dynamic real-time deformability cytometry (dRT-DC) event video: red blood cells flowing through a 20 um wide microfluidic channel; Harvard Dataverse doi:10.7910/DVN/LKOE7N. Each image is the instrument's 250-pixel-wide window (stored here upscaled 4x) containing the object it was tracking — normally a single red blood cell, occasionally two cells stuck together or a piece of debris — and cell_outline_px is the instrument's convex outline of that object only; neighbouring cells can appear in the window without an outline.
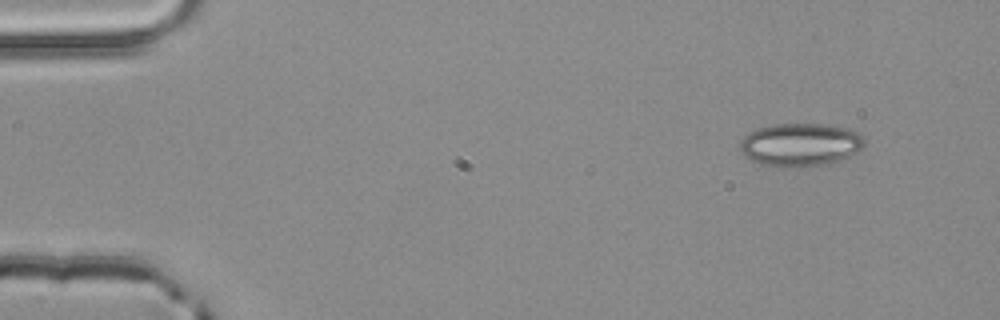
{"species": "common noctule bat (a hibernating species)", "species_latin": "Nyctalus noctula", "temperature_condition": "room temperature", "stored_images_in_passage": 3, "camera_frame_rate_fps": 3000, "um_per_image_px": 0.085, "animal": {"sex": "male", "body_mass_g": 20.4}, "frame": {"image": 1, "passage_image": 1, "time_ms": 0.0, "image_size_px": [1000, 320], "cell_outline_px": [[864, 144], [856, 152], [840, 160], [824, 164], [784, 168], [780, 168], [760, 164], [744, 156], [740, 152], [740, 140], [748, 132], [756, 128], [776, 124], [824, 124], [848, 128], [864, 136]], "centroid_in_image_um": [67.98, 12.3], "position_along_channel_um": 17.0, "area_um2": 31.39}}